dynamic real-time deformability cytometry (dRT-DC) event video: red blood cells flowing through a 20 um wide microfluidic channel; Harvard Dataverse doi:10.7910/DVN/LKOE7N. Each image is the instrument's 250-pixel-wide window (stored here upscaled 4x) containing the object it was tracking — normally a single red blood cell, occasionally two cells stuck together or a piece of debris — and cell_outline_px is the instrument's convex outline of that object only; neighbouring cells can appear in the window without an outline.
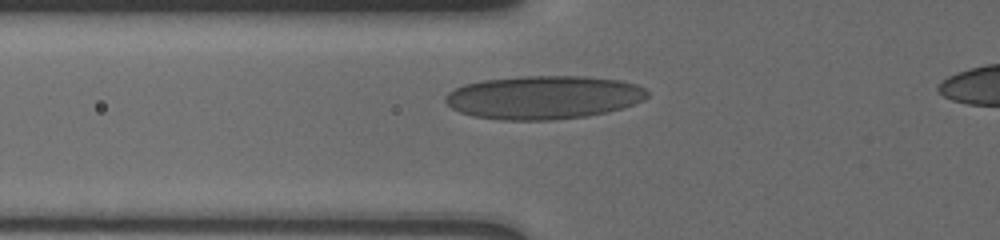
{"species": "human", "species_latin": "Homo sapiens", "temperature_condition": "cold", "stored_images_in_passage": 9, "camera_frame_rate_fps": 3000, "um_per_image_px": 0.085, "donor": {"sex": "male"}, "frame": {"image": 1, "passage_image": 6, "time_ms": 4.333, "image_size_px": [1000, 240], "cell_outline_px": [[648, 96], [644, 100], [608, 112], [588, 116], [552, 120], [504, 120], [472, 116], [460, 112], [452, 108], [444, 100], [444, 96], [448, 92], [464, 84], [484, 80], [520, 76], [584, 76], [620, 80], [636, 84], [644, 88], [648, 92]], "centroid_in_image_um": [46.2, 8.27], "position_along_channel_um": 79.6, "area_um2": 51.21}}
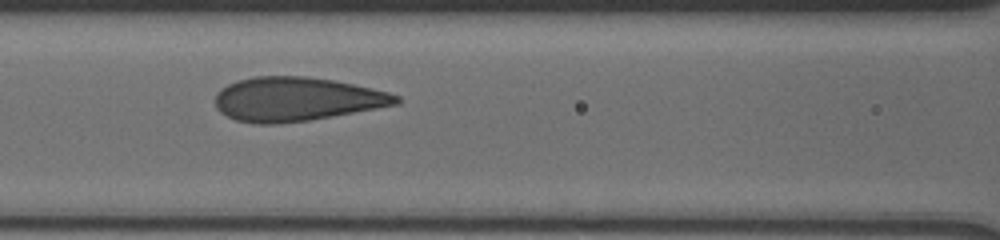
{"frame": {"image": 2, "passage_image": 8, "time_ms": 6.0, "image_size_px": [1000, 240], "cell_outline_px": [[400, 104], [332, 116], [308, 120], [276, 124], [252, 124], [236, 120], [220, 112], [216, 108], [216, 92], [220, 88], [236, 80], [252, 76], [308, 76], [332, 80], [352, 84], [388, 92], [400, 96]], "centroid_in_image_um": [25.16, 8.42], "position_along_channel_um": 141.4, "area_um2": 46.41}}
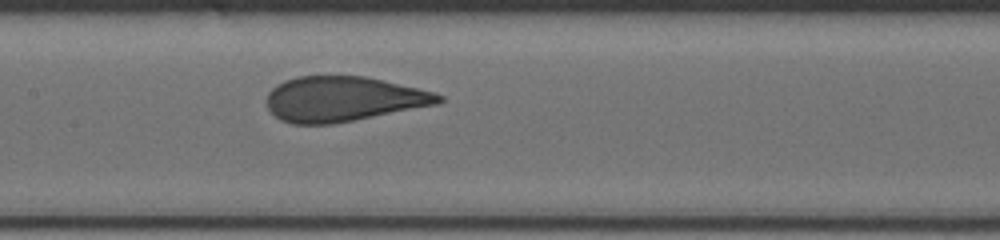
{"frame": {"image": 3, "passage_image": 9, "time_ms": 7.0, "image_size_px": [1000, 240], "cell_outline_px": [[444, 100], [436, 104], [332, 124], [292, 124], [280, 120], [268, 108], [268, 92], [276, 84], [284, 80], [296, 76], [368, 76], [436, 92], [444, 96]], "centroid_in_image_um": [29.17, 8.4], "position_along_channel_um": 178.2, "area_um2": 45.03}}